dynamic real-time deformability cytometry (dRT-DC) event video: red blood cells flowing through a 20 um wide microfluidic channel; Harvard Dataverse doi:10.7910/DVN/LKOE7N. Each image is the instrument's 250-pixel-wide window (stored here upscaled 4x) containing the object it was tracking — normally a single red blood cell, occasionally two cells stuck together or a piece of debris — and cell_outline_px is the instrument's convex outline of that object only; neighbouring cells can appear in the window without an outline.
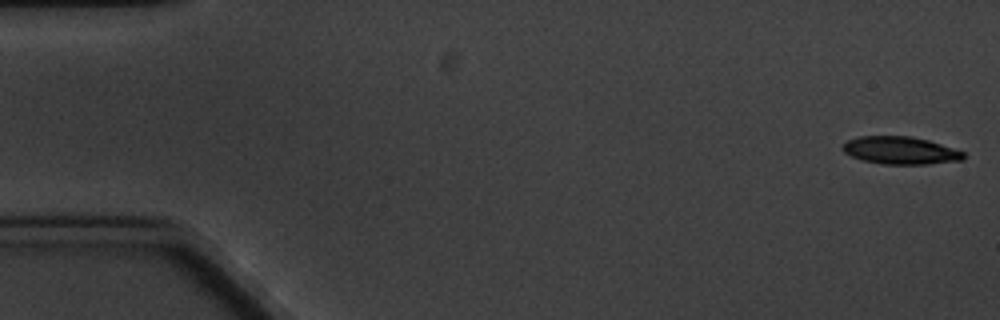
{"species": "common noctule bat (a hibernating species)", "species_latin": "Nyctalus noctula", "temperature_condition": "cold", "stored_images_in_passage": 6, "camera_frame_rate_fps": 3000, "um_per_image_px": 0.085, "animal": {"sex": "male", "body_mass_g": 20.1, "forearm_length_mm": 53.5}, "frame": {"image": 1, "passage_image": 1, "time_ms": 0.0, "image_size_px": [1000, 320], "cell_outline_px": [[964, 160], [924, 164], [884, 164], [864, 160], [852, 156], [844, 152], [840, 148], [848, 140], [860, 136], [912, 136], [928, 140], [964, 152]], "centroid_in_image_um": [76.52, 12.78], "position_along_channel_um": 8.5, "area_um2": 19.25}}
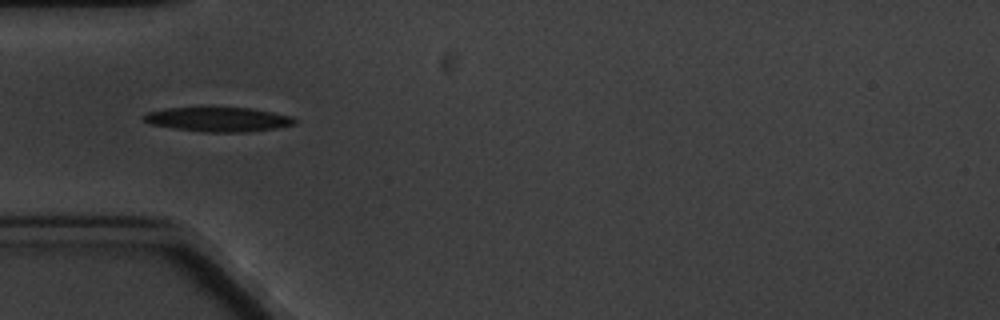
{"frame": {"image": 2, "passage_image": 5, "time_ms": 5.667, "image_size_px": [1000, 320], "cell_outline_px": [[296, 124], [276, 128], [244, 132], [204, 132], [176, 128], [152, 124], [144, 120], [140, 116], [148, 112], [168, 108], [248, 108], [272, 112], [292, 116], [296, 120]], "centroid_in_image_um": [18.57, 10.15], "position_along_channel_um": 66.4, "area_um2": 21.15}}